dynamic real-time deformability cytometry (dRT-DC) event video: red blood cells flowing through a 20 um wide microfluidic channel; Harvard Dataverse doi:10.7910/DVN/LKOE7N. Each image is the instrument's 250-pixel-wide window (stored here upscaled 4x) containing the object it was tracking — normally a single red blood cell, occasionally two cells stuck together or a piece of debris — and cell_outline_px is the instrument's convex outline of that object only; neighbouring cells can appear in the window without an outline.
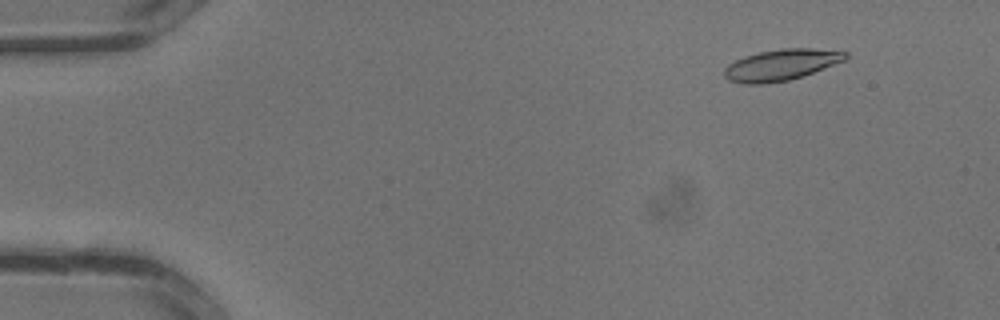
{"species": "common noctule bat (a hibernating species)", "species_latin": "Nyctalus noctula", "temperature_condition": "warm", "stored_images_in_passage": 13, "camera_frame_rate_fps": 3000, "um_per_image_px": 0.085, "animal": {"sex": "male", "body_mass_g": 13.3}, "frame": {"image": 1, "passage_image": 4, "time_ms": 1.0, "image_size_px": [1000, 320], "cell_outline_px": [[848, 56], [844, 60], [804, 76], [788, 80], [764, 84], [744, 84], [728, 80], [724, 76], [724, 68], [728, 64], [744, 56], [760, 52], [780, 48], [812, 48], [848, 52]], "centroid_in_image_um": [66.37, 5.51], "position_along_channel_um": 18.6, "area_um2": 22.02}}
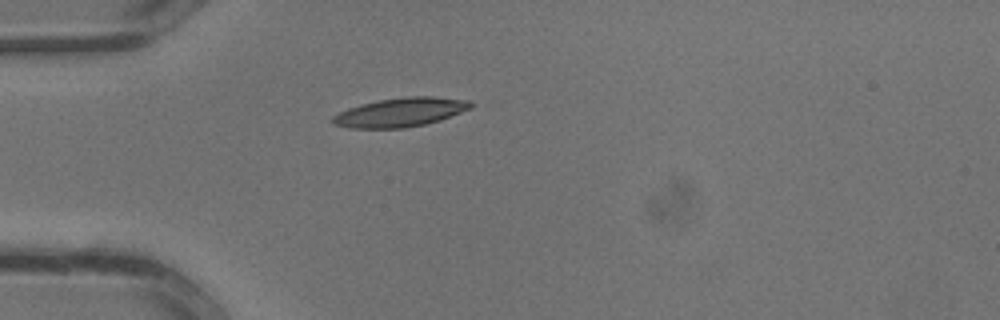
{"frame": {"image": 2, "passage_image": 10, "time_ms": 3.0, "image_size_px": [1000, 320], "cell_outline_px": [[472, 108], [440, 120], [424, 124], [404, 128], [348, 128], [332, 124], [332, 116], [348, 108], [360, 104], [380, 100], [408, 96], [432, 96], [472, 100]], "centroid_in_image_um": [34.05, 9.54], "position_along_channel_um": 51.0, "area_um2": 23.35}}
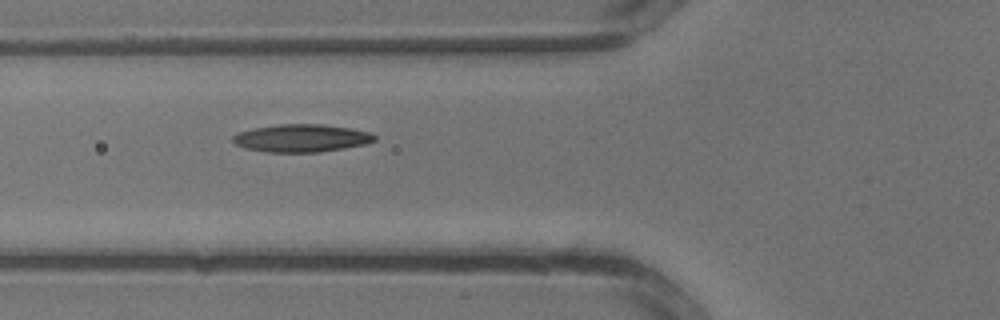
{"frame": {"image": 3, "passage_image": 13, "time_ms": 4.0, "image_size_px": [1000, 320], "cell_outline_px": [[376, 140], [364, 144], [344, 148], [320, 152], [264, 152], [244, 148], [236, 144], [232, 140], [232, 136], [240, 132], [252, 128], [280, 124], [320, 124], [352, 128], [372, 132], [376, 136]], "centroid_in_image_um": [25.63, 11.74], "position_along_channel_um": 100.2, "area_um2": 23.0}}